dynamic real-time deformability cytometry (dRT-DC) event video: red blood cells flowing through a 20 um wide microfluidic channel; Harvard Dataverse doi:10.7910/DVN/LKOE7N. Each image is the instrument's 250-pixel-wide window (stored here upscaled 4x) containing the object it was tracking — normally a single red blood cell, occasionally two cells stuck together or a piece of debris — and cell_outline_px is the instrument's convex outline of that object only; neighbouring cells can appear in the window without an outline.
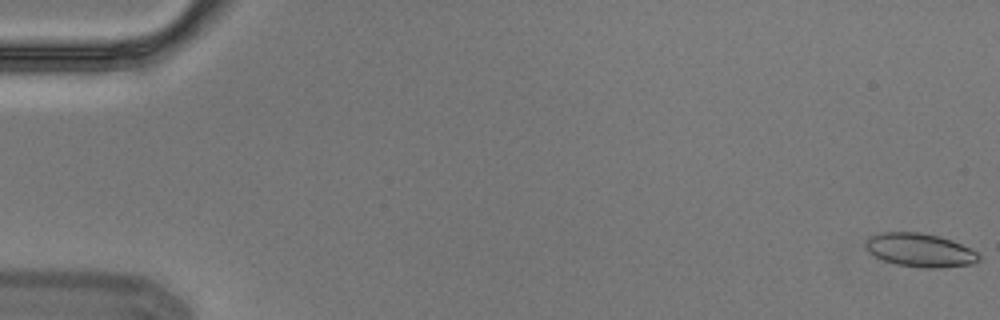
{"species": "Egyptian fruit bat (a non-hibernating species)", "species_latin": "Rousettus aegyptiacus", "temperature_condition": "cold", "stored_images_in_passage": 5, "camera_frame_rate_fps": 3000, "um_per_image_px": 0.085, "animal": {"sex": "male"}, "frame": {"image": 1, "passage_image": 1, "time_ms": 0.0, "image_size_px": [1000, 320], "cell_outline_px": [[980, 260], [972, 264], [940, 268], [924, 268], [896, 264], [884, 260], [868, 252], [864, 244], [868, 236], [880, 232], [920, 232], [940, 236], [952, 240], [976, 252], [980, 256]], "centroid_in_image_um": [78.17, 21.25], "position_along_channel_um": 6.8, "area_um2": 22.2}}